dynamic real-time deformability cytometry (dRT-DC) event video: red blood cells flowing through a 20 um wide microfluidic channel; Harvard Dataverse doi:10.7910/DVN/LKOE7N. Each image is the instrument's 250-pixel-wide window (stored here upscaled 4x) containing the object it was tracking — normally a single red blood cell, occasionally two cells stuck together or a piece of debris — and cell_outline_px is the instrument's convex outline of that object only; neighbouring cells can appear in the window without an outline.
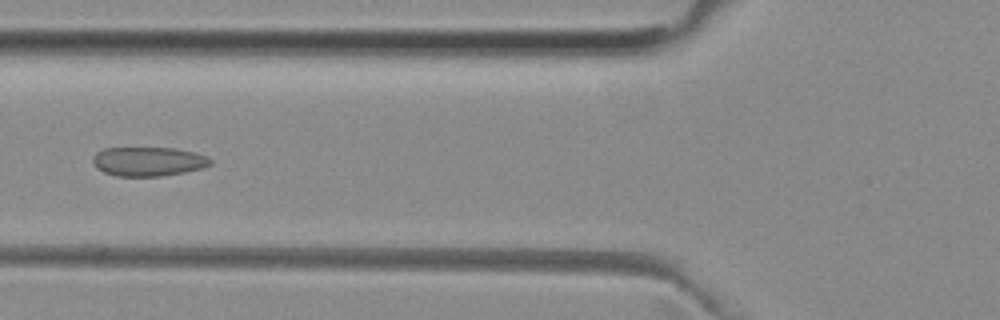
{"species": "common noctule bat (a hibernating species)", "species_latin": "Nyctalus noctula", "temperature_condition": "room temperature", "stored_images_in_passage": 7, "camera_frame_rate_fps": 3000, "um_per_image_px": 0.085, "animal": {"sex": "female", "body_mass_g": 29.2, "forearm_length_mm": 56.3}, "frame": {"image": 1, "passage_image": 6, "time_ms": 1.667, "image_size_px": [1000, 320], "cell_outline_px": [[212, 164], [204, 168], [164, 176], [116, 176], [104, 172], [96, 168], [92, 160], [92, 156], [96, 152], [104, 148], [176, 148], [208, 156], [212, 160]], "centroid_in_image_um": [12.61, 13.73], "position_along_channel_um": 113.2, "area_um2": 20.17}}
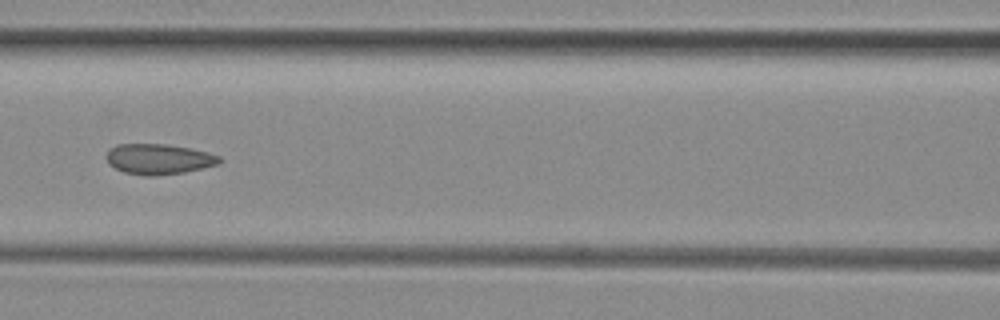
{"frame": {"image": 2, "passage_image": 7, "time_ms": 2.0, "image_size_px": [1000, 320], "cell_outline_px": [[220, 164], [184, 172], [156, 176], [144, 176], [124, 172], [108, 164], [108, 148], [116, 144], [168, 144], [208, 152], [220, 156]], "centroid_in_image_um": [13.49, 13.52], "position_along_channel_um": 153.1, "area_um2": 20.06}}